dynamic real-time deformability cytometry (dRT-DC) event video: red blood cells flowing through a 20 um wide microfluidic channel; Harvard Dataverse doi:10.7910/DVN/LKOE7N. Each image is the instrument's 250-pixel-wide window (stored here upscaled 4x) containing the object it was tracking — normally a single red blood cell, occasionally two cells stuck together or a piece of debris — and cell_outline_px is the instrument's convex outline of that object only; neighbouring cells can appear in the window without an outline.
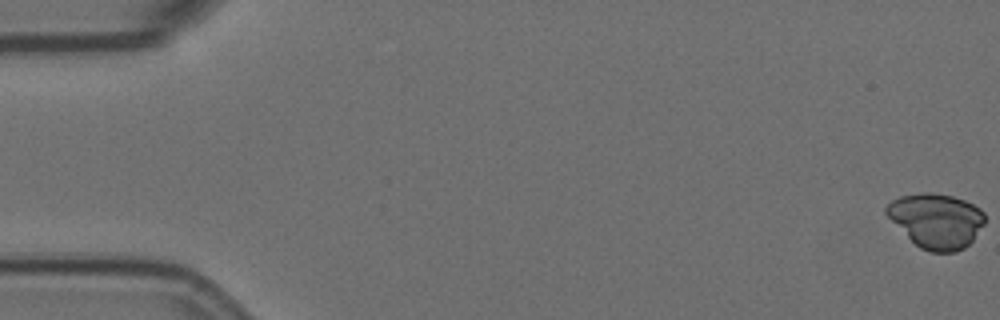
{"species": "Egyptian fruit bat (a non-hibernating species)", "species_latin": "Rousettus aegyptiacus", "temperature_condition": "room temperature", "stored_images_in_passage": 15, "camera_frame_rate_fps": 3000, "um_per_image_px": 0.085, "animal": {"sex": "female"}, "frame": {"image": 1, "passage_image": 1, "time_ms": 0.0, "image_size_px": [1000, 320], "cell_outline_px": [[984, 224], [972, 240], [964, 248], [956, 252], [928, 252], [920, 248], [884, 212], [884, 208], [892, 200], [900, 196], [920, 192], [932, 192], [952, 196], [964, 200], [980, 208], [984, 212]], "centroid_in_image_um": [79.59, 18.74], "position_along_channel_um": 5.4, "area_um2": 31.15}}